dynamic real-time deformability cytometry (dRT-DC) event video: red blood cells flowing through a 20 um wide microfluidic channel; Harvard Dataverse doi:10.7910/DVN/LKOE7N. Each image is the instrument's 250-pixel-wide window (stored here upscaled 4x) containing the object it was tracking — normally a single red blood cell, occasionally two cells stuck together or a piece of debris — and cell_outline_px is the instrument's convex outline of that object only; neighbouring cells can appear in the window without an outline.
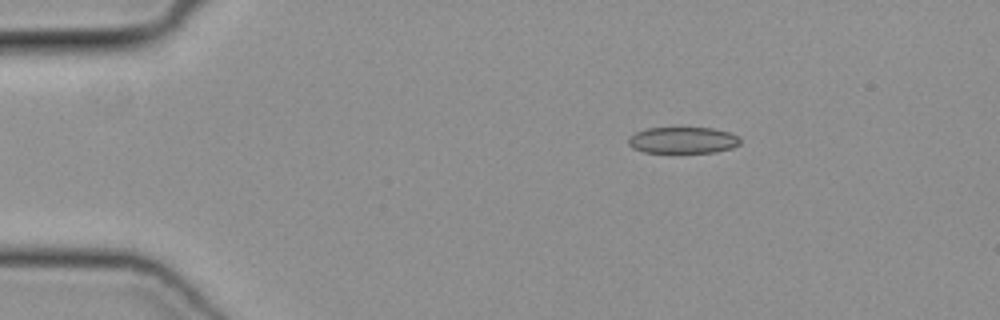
{"species": "common noctule bat (a hibernating species)", "species_latin": "Nyctalus noctula", "temperature_condition": "cold", "stored_images_in_passage": 48, "camera_frame_rate_fps": 3000, "um_per_image_px": 0.085, "animal": {"sex": "female", "body_mass_g": 19.3, "forearm_length_mm": 54.1}, "frame": {"image": 1, "passage_image": 7, "time_ms": 2.0, "image_size_px": [1000, 320], "cell_outline_px": [[740, 144], [732, 148], [716, 152], [644, 152], [632, 148], [628, 144], [628, 140], [636, 132], [648, 128], [712, 128], [728, 132], [740, 136]], "centroid_in_image_um": [58.07, 11.92], "position_along_channel_um": 26.9, "area_um2": 17.11}}
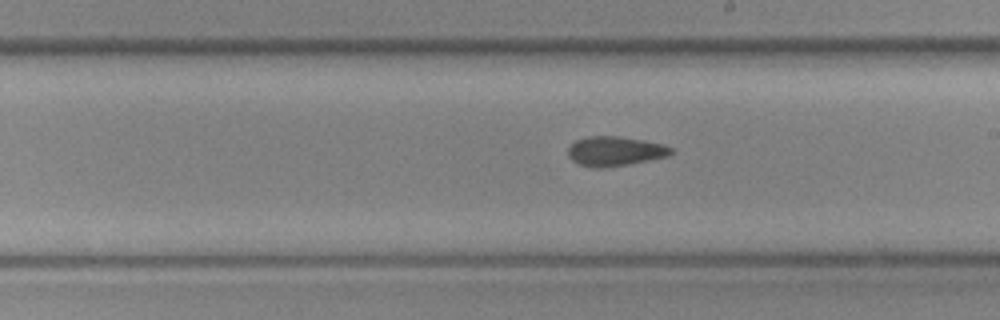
{"frame": {"image": 2, "passage_image": 27, "time_ms": 8.667, "image_size_px": [1000, 320], "cell_outline_px": [[672, 152], [668, 156], [628, 164], [604, 168], [596, 168], [580, 164], [572, 160], [568, 156], [568, 148], [576, 140], [588, 136], [620, 136], [644, 140], [660, 144], [672, 148]], "centroid_in_image_um": [52.25, 12.85], "position_along_channel_um": 236.8, "area_um2": 17.57}}
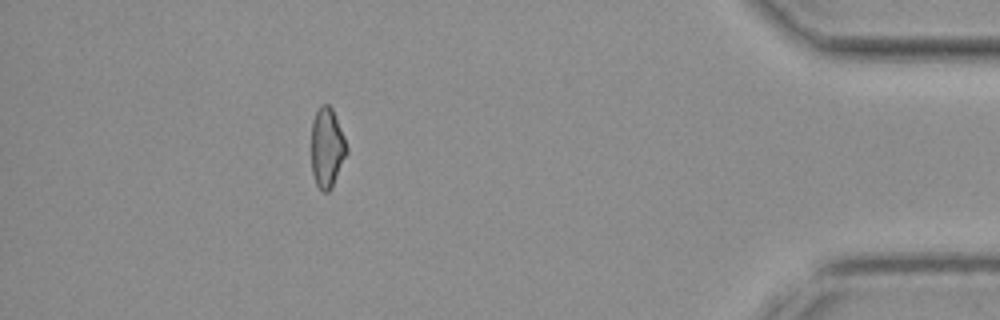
{"frame": {"image": 3, "passage_image": 43, "time_ms": 14.0, "image_size_px": [1000, 320], "cell_outline_px": [[348, 152], [332, 188], [328, 192], [324, 192], [316, 184], [312, 172], [312, 120], [320, 104], [328, 104], [332, 108], [344, 136], [348, 148]], "centroid_in_image_um": [27.81, 12.55], "position_along_channel_um": 407.4, "area_um2": 16.47}}